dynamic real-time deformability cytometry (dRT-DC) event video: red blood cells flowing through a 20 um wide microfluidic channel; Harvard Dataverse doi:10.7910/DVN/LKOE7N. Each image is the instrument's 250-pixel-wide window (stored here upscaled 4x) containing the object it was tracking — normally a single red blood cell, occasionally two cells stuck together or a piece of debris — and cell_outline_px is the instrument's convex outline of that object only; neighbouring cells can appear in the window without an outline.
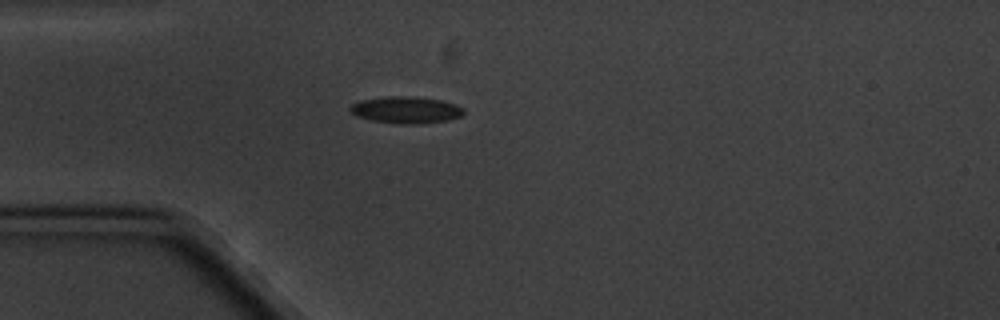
{"species": "common noctule bat (a hibernating species)", "species_latin": "Nyctalus noctula", "temperature_condition": "cold", "stored_images_in_passage": 13, "camera_frame_rate_fps": 3000, "um_per_image_px": 0.085, "animal": {"sex": "male", "body_mass_g": 20.1, "forearm_length_mm": 53.5}, "frame": {"image": 1, "passage_image": 1, "time_ms": 0.0, "image_size_px": [1000, 320], "cell_outline_px": [[464, 112], [460, 116], [448, 120], [420, 124], [400, 124], [372, 120], [356, 116], [348, 108], [352, 104], [360, 100], [384, 96], [412, 96], [440, 100], [456, 104], [464, 108]], "centroid_in_image_um": [34.5, 9.34], "position_along_channel_um": 50.5, "area_um2": 17.8}}
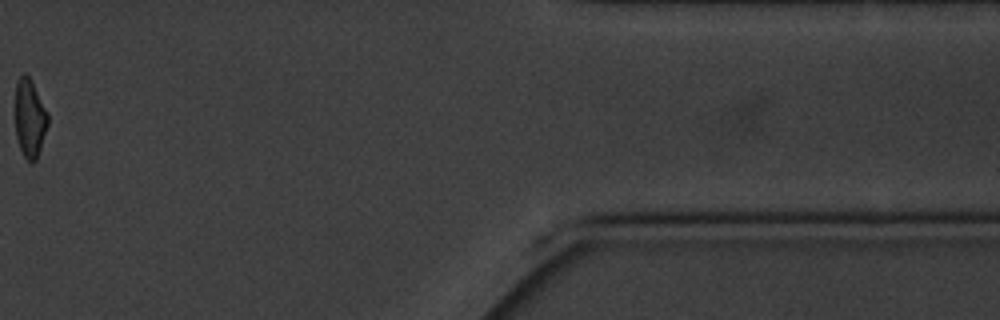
{"frame": {"image": 2, "passage_image": 11, "time_ms": 12.667, "image_size_px": [1000, 320], "cell_outline_px": [[48, 124], [36, 160], [28, 160], [24, 156], [20, 148], [16, 136], [16, 84], [20, 76], [24, 72], [32, 80], [48, 112]], "centroid_in_image_um": [2.54, 10.01], "position_along_channel_um": 408.9, "area_um2": 14.68}, "authors_computed_cell_mechanics": {"area_um2": 16.3574, "velocity_mm_per_s": 3.3403, "shape_relaxation_time_tau1_ms": 2.8831, "shape_relaxation_time_tau2_ms": 3.9577, "deformation_change_tau1": 0.1066, "deformation_change_tau2": 0.0766}}